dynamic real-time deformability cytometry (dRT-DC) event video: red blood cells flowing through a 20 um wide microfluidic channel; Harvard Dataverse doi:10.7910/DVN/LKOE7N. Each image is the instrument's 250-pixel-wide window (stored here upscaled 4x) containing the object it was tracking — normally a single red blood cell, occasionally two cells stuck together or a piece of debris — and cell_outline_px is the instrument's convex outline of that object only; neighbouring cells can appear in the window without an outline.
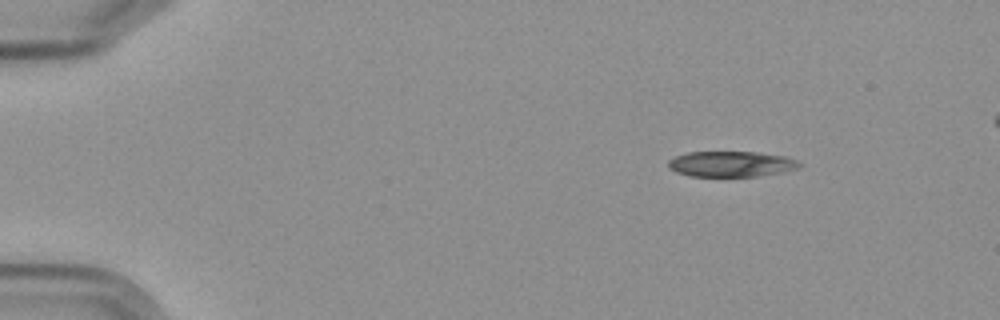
{"species": "Egyptian fruit bat (a non-hibernating species)", "species_latin": "Rousettus aegyptiacus", "temperature_condition": "cold", "stored_images_in_passage": 5, "camera_frame_rate_fps": 3000, "um_per_image_px": 0.085, "frame": {"image": 1, "passage_image": 1, "time_ms": 0.0, "image_size_px": [1000, 320], "cell_outline_px": [[804, 164], [796, 168], [780, 172], [756, 176], [692, 176], [676, 172], [668, 168], [668, 160], [676, 156], [688, 152], [756, 152], [784, 156], [796, 160]], "centroid_in_image_um": [62.12, 13.93], "position_along_channel_um": 22.9, "area_um2": 19.36}}
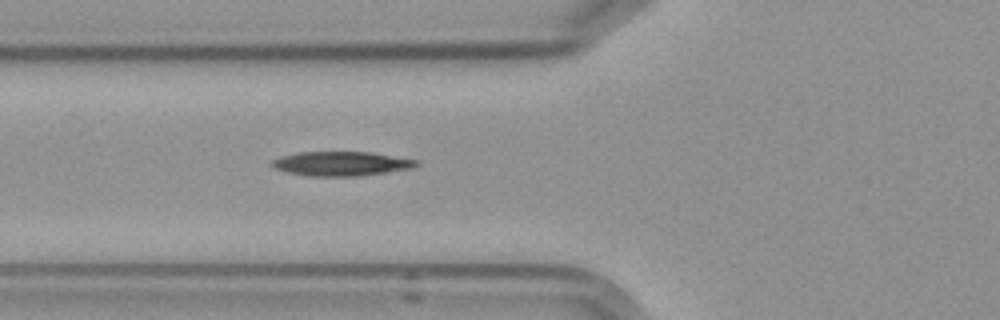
{"frame": {"image": 2, "passage_image": 5, "time_ms": 4.667, "image_size_px": [1000, 320], "cell_outline_px": [[420, 164], [412, 168], [388, 172], [360, 176], [308, 176], [288, 172], [276, 168], [268, 164], [272, 160], [280, 156], [300, 152], [368, 152], [420, 160]], "centroid_in_image_um": [29.02, 13.91], "position_along_channel_um": 96.8, "area_um2": 20.52}}